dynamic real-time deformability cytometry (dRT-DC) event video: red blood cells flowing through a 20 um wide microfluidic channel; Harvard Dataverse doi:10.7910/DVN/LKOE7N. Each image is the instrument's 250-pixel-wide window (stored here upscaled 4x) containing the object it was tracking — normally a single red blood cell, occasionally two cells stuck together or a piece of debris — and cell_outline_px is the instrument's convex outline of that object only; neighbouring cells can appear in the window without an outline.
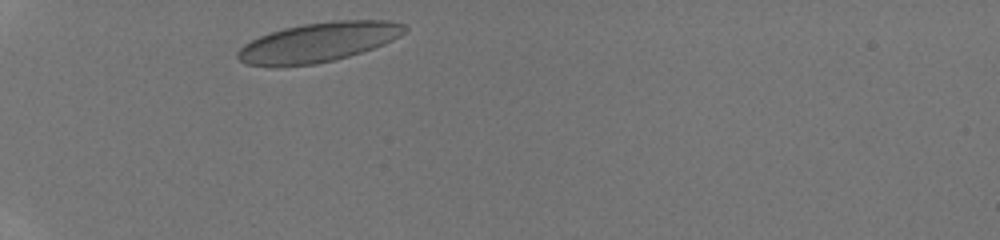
{"species": "human", "species_latin": "Homo sapiens", "temperature_condition": "room temperature", "stored_images_in_passage": 28, "camera_frame_rate_fps": 3000, "um_per_image_px": 0.085, "donor": {"sex": "male"}, "frame": {"image": 1, "passage_image": 2, "time_ms": 0.333, "image_size_px": [1000, 240], "cell_outline_px": [[408, 28], [400, 36], [384, 44], [348, 56], [316, 64], [280, 68], [272, 68], [248, 64], [240, 60], [236, 56], [236, 52], [244, 44], [260, 36], [284, 28], [304, 24], [332, 20], [388, 20], [404, 24]], "centroid_in_image_um": [27.03, 3.61], "position_along_channel_um": 58.0, "area_um2": 38.61}}
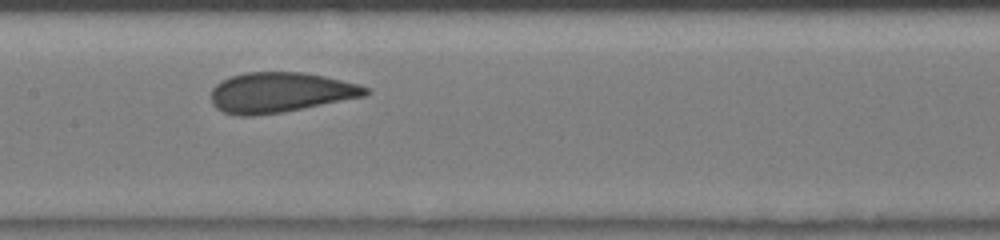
{"frame": {"image": 2, "passage_image": 12, "time_ms": 3.667, "image_size_px": [1000, 240], "cell_outline_px": [[372, 92], [364, 96], [284, 112], [252, 116], [236, 116], [224, 112], [216, 108], [212, 104], [212, 88], [216, 84], [232, 76], [248, 72], [304, 72], [324, 76], [360, 84], [368, 88]], "centroid_in_image_um": [23.83, 7.86], "position_along_channel_um": 183.6, "area_um2": 36.13}}
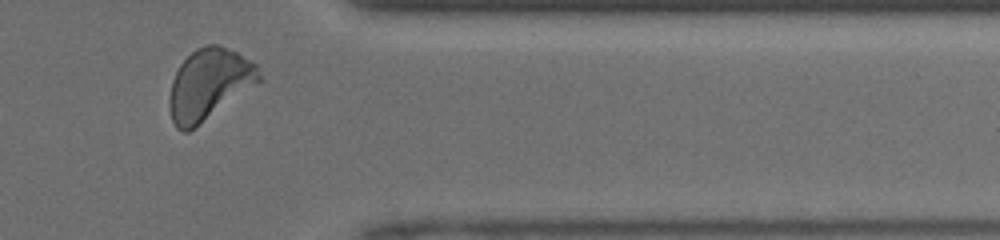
{"frame": {"image": 3, "passage_image": 26, "time_ms": 8.333, "image_size_px": [1000, 240], "cell_outline_px": [[264, 80], [188, 132], [180, 132], [176, 128], [172, 120], [168, 104], [168, 100], [172, 80], [180, 64], [196, 48], [208, 44], [220, 44], [236, 52], [256, 64]], "centroid_in_image_um": [17.78, 7.17], "position_along_channel_um": 393.6, "area_um2": 37.28}}